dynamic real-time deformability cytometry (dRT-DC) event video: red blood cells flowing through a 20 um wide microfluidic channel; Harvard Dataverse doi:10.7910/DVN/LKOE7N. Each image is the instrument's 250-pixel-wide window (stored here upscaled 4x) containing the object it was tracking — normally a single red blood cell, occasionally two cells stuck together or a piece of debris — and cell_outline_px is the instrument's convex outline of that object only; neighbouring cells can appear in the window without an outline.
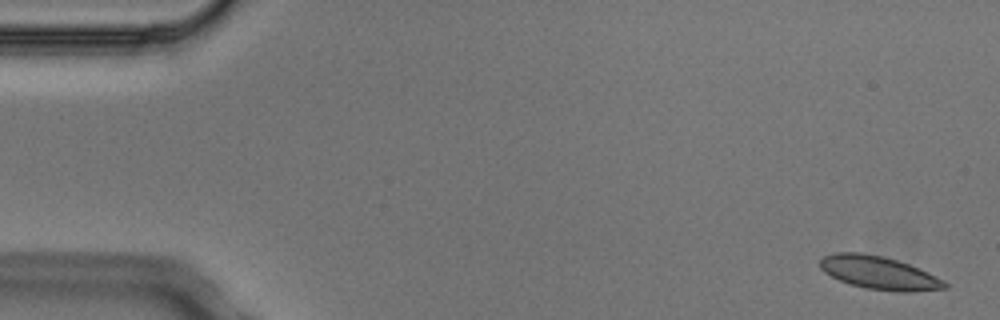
{"species": "Egyptian fruit bat (a non-hibernating species)", "species_latin": "Rousettus aegyptiacus", "temperature_condition": "cold", "stored_images_in_passage": 6, "camera_frame_rate_fps": 3000, "um_per_image_px": 0.085, "animal": {"sex": "male"}, "frame": {"image": 1, "passage_image": 1, "time_ms": 0.0, "image_size_px": [1000, 320], "cell_outline_px": [[948, 288], [912, 292], [896, 292], [864, 288], [840, 280], [824, 272], [820, 268], [820, 260], [824, 256], [836, 252], [860, 252], [880, 256], [896, 260], [908, 264], [944, 280], [948, 284]], "centroid_in_image_um": [74.72, 23.2], "position_along_channel_um": 10.3, "area_um2": 23.87}}
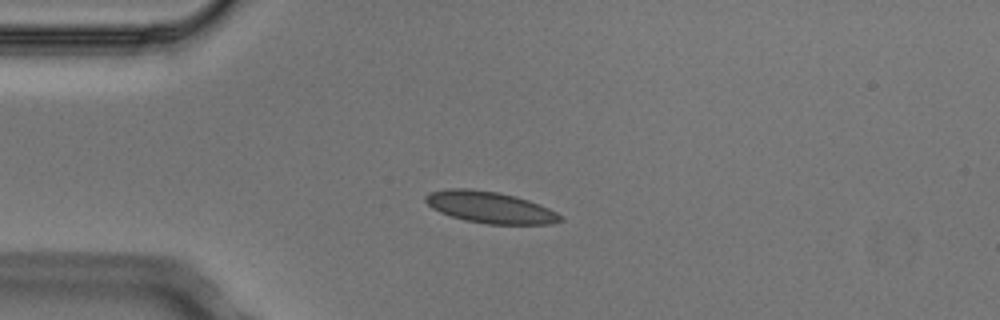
{"frame": {"image": 2, "passage_image": 4, "time_ms": 1.0, "image_size_px": [1000, 320], "cell_outline_px": [[564, 220], [552, 224], [488, 224], [464, 220], [440, 212], [432, 208], [424, 200], [424, 196], [432, 192], [448, 188], [468, 188], [496, 192], [516, 196], [540, 204], [564, 216]], "centroid_in_image_um": [41.68, 17.62], "position_along_channel_um": 43.3, "area_um2": 24.8}}
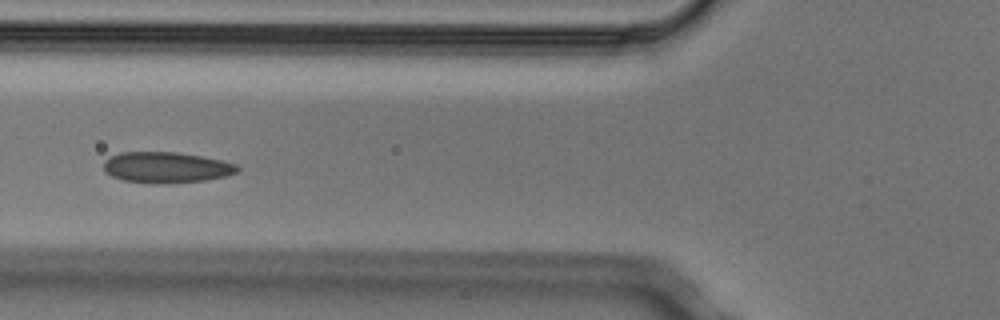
{"frame": {"image": 3, "passage_image": 6, "time_ms": 1.667, "image_size_px": [1000, 320], "cell_outline_px": [[240, 168], [236, 172], [224, 176], [204, 180], [168, 184], [164, 184], [124, 180], [112, 176], [104, 172], [104, 160], [120, 152], [176, 152], [200, 156], [220, 160], [236, 164]], "centroid_in_image_um": [14.11, 14.23], "position_along_channel_um": 111.7, "area_um2": 23.87}}